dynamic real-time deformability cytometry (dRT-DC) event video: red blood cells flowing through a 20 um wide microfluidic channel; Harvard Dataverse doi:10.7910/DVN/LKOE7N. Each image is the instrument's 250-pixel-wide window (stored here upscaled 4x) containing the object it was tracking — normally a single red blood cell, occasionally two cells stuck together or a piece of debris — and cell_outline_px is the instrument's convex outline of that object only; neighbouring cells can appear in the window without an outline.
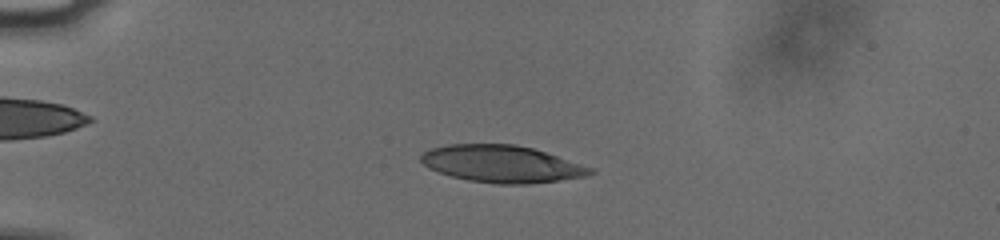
{"species": "human", "species_latin": "Homo sapiens", "temperature_condition": "cold", "stored_images_in_passage": 55, "camera_frame_rate_fps": 3000, "um_per_image_px": 0.085, "donor": {"sex": "male"}, "frame": {"image": 1, "passage_image": 14, "time_ms": 4.333, "image_size_px": [1000, 240], "cell_outline_px": [[596, 172], [588, 176], [524, 184], [500, 184], [468, 180], [452, 176], [428, 168], [420, 160], [420, 156], [424, 152], [432, 148], [448, 144], [516, 144], [532, 148], [596, 168]], "centroid_in_image_um": [42.68, 13.93], "position_along_channel_um": 42.3, "area_um2": 36.47}}
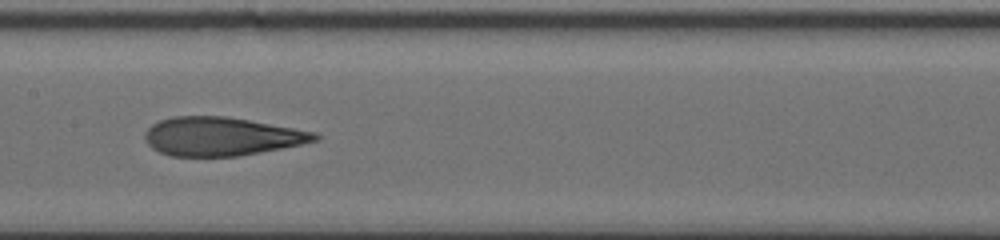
{"frame": {"image": 2, "passage_image": 29, "time_ms": 9.333, "image_size_px": [1000, 240], "cell_outline_px": [[320, 136], [316, 140], [300, 144], [240, 156], [172, 156], [160, 152], [152, 148], [144, 140], [144, 132], [152, 124], [160, 120], [172, 116], [224, 116], [248, 120], [316, 132]], "centroid_in_image_um": [18.76, 11.59], "position_along_channel_um": 188.6, "area_um2": 37.92}}
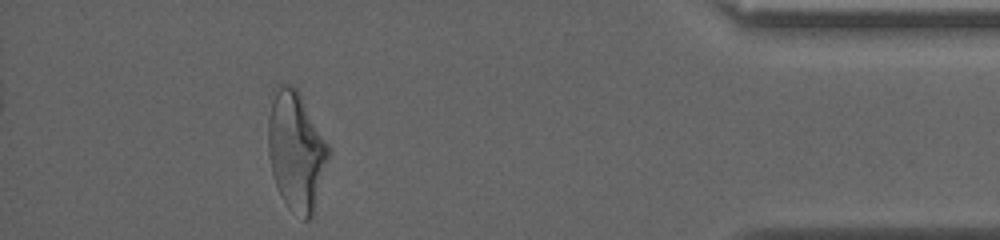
{"frame": {"image": 3, "passage_image": 50, "time_ms": 16.333, "image_size_px": [1000, 240], "cell_outline_px": [[328, 156], [316, 204], [312, 216], [308, 220], [304, 220], [288, 208], [280, 196], [276, 188], [272, 172], [268, 152], [268, 116], [272, 88], [276, 84], [288, 84], [296, 88], [328, 144]], "centroid_in_image_um": [25.12, 12.81], "position_along_channel_um": 410.1, "area_um2": 41.67}, "authors_computed_cell_mechanics": {"area_um2": 38.2636, "velocity_mm_per_s": 3.7861, "shape_relaxation_time_tau1_ms": 10.7053, "shape_relaxation_time_tau2_ms": 1.6239, "deformation_change_tau1": 0.3001, "deformation_change_tau2": 0.1151}}